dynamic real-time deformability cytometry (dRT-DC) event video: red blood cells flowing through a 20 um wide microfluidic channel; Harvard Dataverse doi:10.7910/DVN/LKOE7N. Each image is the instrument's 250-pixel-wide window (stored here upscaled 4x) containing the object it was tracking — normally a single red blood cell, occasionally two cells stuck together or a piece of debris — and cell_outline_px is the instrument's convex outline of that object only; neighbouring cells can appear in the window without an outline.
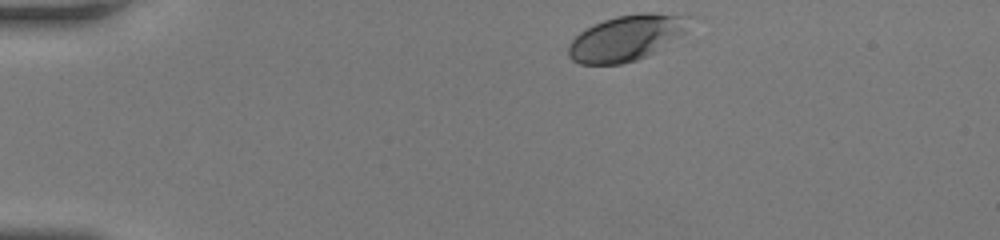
{"species": "human", "species_latin": "Homo sapiens", "temperature_condition": "room temperature", "stored_images_in_passage": 34, "camera_frame_rate_fps": 3000, "um_per_image_px": 0.085, "donor": {"sex": "female"}, "frame": {"image": 1, "passage_image": 1, "time_ms": 0.0, "image_size_px": [1000, 240], "cell_outline_px": [[688, 32], [648, 56], [636, 60], [620, 64], [580, 64], [572, 60], [568, 56], [568, 44], [580, 32], [604, 20], [616, 16], [640, 12], [652, 12], [688, 16]], "centroid_in_image_um": [53.26, 3.22], "position_along_channel_um": 31.7, "area_um2": 32.19}}
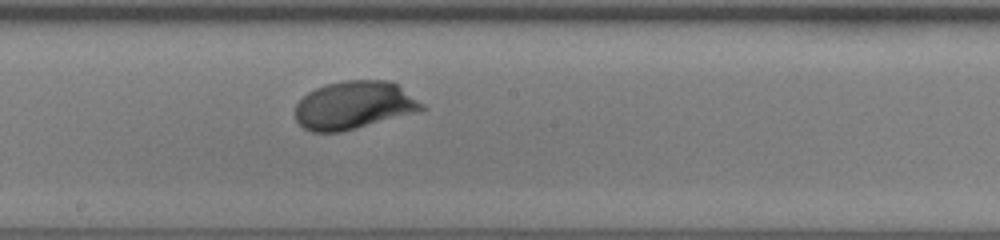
{"frame": {"image": 2, "passage_image": 20, "time_ms": 6.333, "image_size_px": [1000, 240], "cell_outline_px": [[428, 108], [356, 128], [340, 132], [312, 132], [304, 128], [296, 120], [296, 104], [308, 92], [324, 84], [344, 80], [388, 80], [396, 84], [424, 104]], "centroid_in_image_um": [30.06, 8.93], "position_along_channel_um": 218.1, "area_um2": 35.03}}
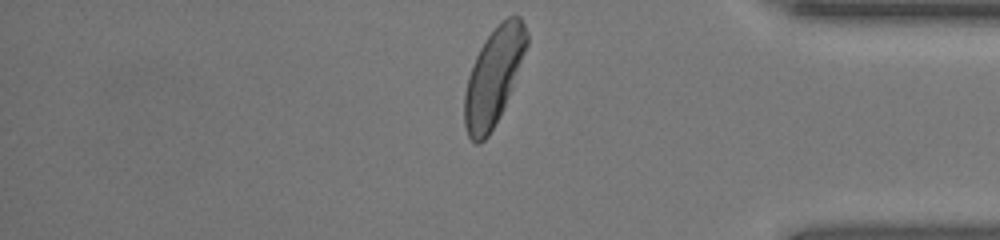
{"frame": {"image": 3, "passage_image": 34, "time_ms": 11.0, "image_size_px": [1000, 240], "cell_outline_px": [[528, 44], [512, 88], [504, 108], [500, 116], [488, 136], [480, 144], [476, 144], [468, 136], [464, 124], [464, 96], [468, 76], [472, 64], [484, 40], [500, 20], [508, 16], [520, 16], [524, 24], [528, 36]], "centroid_in_image_um": [41.95, 6.51], "position_along_channel_um": 393.2, "area_um2": 35.2}, "authors_computed_cell_mechanics": {"area_um2": 34.0153, "velocity_mm_per_s": 4.134, "shape_relaxation_time_tau1_ms": 3.0859, "shape_relaxation_time_tau2_ms": null, "deformation_change_tau1": 0.1576, "deformation_change_tau2": null}}